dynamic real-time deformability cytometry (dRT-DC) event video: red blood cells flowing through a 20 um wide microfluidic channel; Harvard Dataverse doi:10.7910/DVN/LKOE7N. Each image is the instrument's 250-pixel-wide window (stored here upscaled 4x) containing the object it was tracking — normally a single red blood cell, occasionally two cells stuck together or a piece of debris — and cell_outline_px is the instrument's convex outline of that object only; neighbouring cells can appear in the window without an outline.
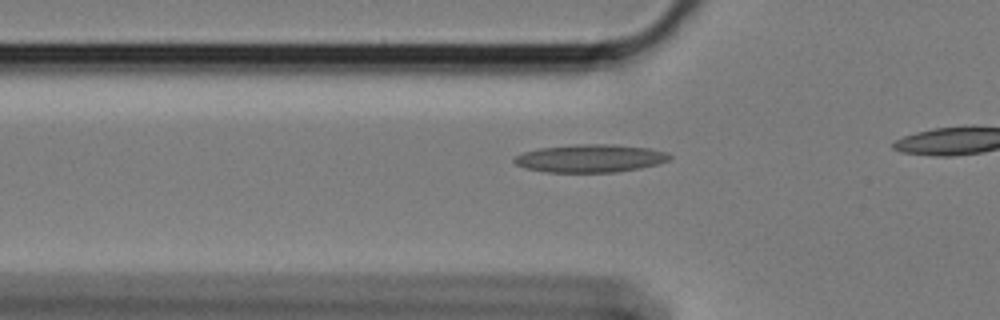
{"species": "Egyptian fruit bat (a non-hibernating species)", "species_latin": "Rousettus aegyptiacus", "temperature_condition": "cold", "stored_images_in_passage": 21, "camera_frame_rate_fps": 3000, "um_per_image_px": 0.085, "animal": {"sex": "female"}, "frame": {"image": 1, "passage_image": 15, "time_ms": 4.667, "image_size_px": [1000, 320], "cell_outline_px": [[672, 156], [668, 160], [656, 164], [640, 168], [616, 172], [548, 172], [524, 168], [516, 164], [512, 160], [516, 156], [524, 152], [540, 148], [576, 144], [616, 144], [648, 148], [668, 152]], "centroid_in_image_um": [50.18, 13.45], "position_along_channel_um": 75.6, "area_um2": 25.26}}